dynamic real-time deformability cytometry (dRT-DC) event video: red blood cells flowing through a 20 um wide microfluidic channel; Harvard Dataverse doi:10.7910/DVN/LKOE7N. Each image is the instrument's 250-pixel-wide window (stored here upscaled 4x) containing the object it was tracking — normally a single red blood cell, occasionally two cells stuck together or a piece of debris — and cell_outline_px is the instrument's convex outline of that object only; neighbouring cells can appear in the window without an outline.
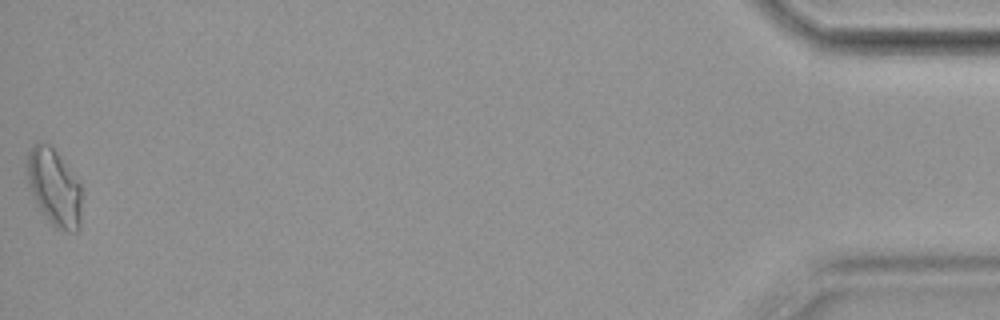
{"species": "common noctule bat (a hibernating species)", "species_latin": "Nyctalus noctula", "temperature_condition": "cold", "stored_images_in_passage": 44, "camera_frame_rate_fps": 3000, "um_per_image_px": 0.085, "animal": {"sex": "female", "body_mass_g": 19.9}, "frame": {"image": 1, "passage_image": 44, "time_ms": 14.333, "image_size_px": [1000, 320], "cell_outline_px": [[80, 228], [76, 232], [68, 232], [56, 228], [48, 220], [40, 208], [28, 184], [24, 160], [28, 152], [40, 140], [48, 144], [56, 152], [80, 184]], "centroid_in_image_um": [4.57, 15.92], "position_along_channel_um": 430.6, "area_um2": 24.22}}